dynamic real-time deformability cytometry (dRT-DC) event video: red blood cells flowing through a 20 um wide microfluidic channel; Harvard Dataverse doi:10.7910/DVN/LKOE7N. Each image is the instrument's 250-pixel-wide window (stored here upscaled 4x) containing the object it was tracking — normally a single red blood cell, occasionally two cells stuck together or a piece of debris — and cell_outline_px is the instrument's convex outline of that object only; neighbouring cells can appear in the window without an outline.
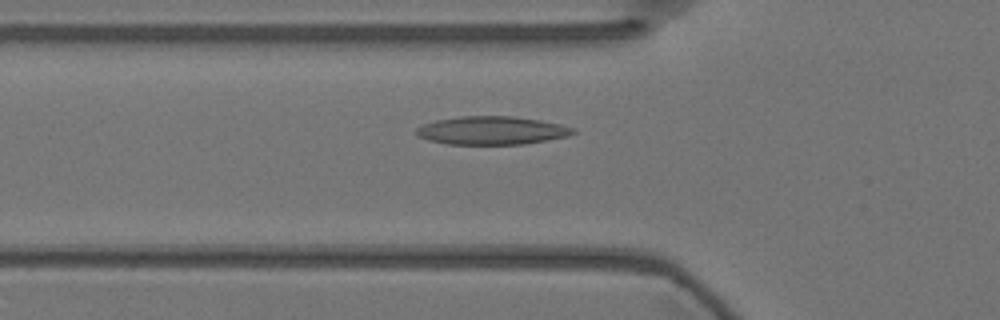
{"species": "Egyptian fruit bat (a non-hibernating species)", "species_latin": "Rousettus aegyptiacus", "temperature_condition": "warm", "stored_images_in_passage": 35, "camera_frame_rate_fps": 3000, "um_per_image_px": 0.085, "animal": {"sex": "female"}, "frame": {"image": 1, "passage_image": 3, "time_ms": 0.667, "image_size_px": [1000, 320], "cell_outline_px": [[576, 132], [568, 136], [524, 144], [448, 144], [428, 140], [420, 136], [416, 132], [416, 128], [424, 124], [436, 120], [460, 116], [512, 116], [540, 120], [560, 124], [576, 128]], "centroid_in_image_um": [41.83, 11.08], "position_along_channel_um": 84.0, "area_um2": 25.72}}
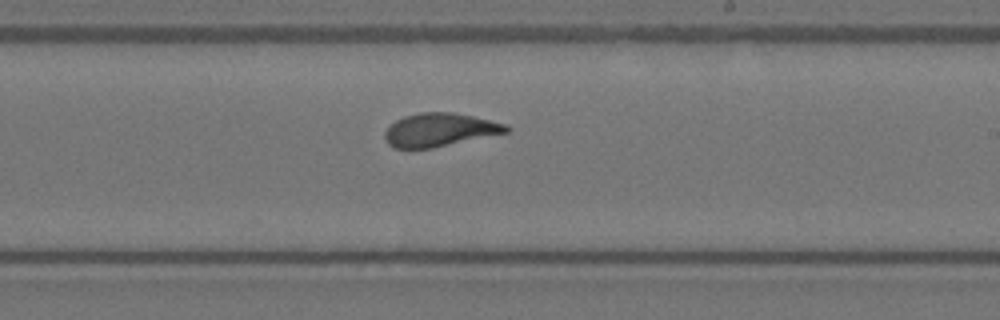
{"frame": {"image": 2, "passage_image": 17, "time_ms": 5.333, "image_size_px": [1000, 320], "cell_outline_px": [[512, 128], [508, 132], [432, 148], [396, 148], [388, 144], [384, 136], [384, 132], [396, 120], [404, 116], [420, 112], [452, 112], [472, 116], [508, 124]], "centroid_in_image_um": [37.39, 11.03], "position_along_channel_um": 251.6, "area_um2": 23.47}}
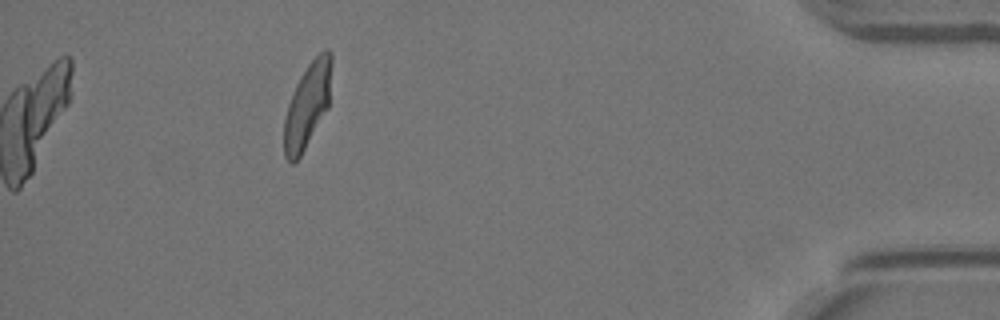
{"frame": {"image": 3, "passage_image": 35, "time_ms": 11.333, "image_size_px": [1000, 320], "cell_outline_px": [[332, 64], [328, 108], [300, 156], [292, 164], [284, 156], [284, 120], [288, 104], [296, 84], [300, 76], [308, 64], [324, 48], [328, 48], [332, 52]], "centroid_in_image_um": [26.14, 8.91], "position_along_channel_um": 409.1, "area_um2": 23.35}, "authors_computed_cell_mechanics": {"area_um2": 24.1604, "velocity_mm_per_s": 3.5766, "shape_relaxation_time_tau1_ms": 8.2477, "shape_relaxation_time_tau2_ms": 1.4475, "deformation_change_tau1": 0.2495, "deformation_change_tau2": 0.0925}}